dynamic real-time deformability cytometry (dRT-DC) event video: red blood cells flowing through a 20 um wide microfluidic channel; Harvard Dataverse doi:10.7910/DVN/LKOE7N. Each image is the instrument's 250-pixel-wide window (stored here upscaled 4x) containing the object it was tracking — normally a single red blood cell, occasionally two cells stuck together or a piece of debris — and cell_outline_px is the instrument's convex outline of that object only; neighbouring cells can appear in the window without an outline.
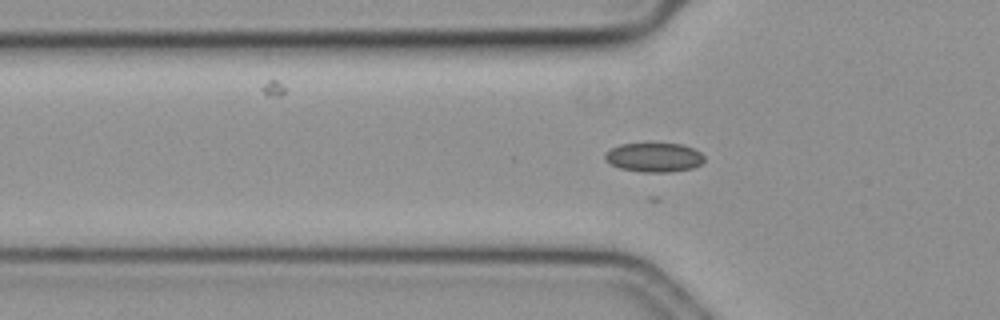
{"species": "common noctule bat (a hibernating species)", "species_latin": "Nyctalus noctula", "temperature_condition": "cold", "stored_images_in_passage": 29, "camera_frame_rate_fps": 3000, "um_per_image_px": 0.085, "animal": {"sex": "female", "body_mass_g": 19.3, "forearm_length_mm": 54.1}, "frame": {"image": 1, "passage_image": 2, "time_ms": 0.333, "image_size_px": [1000, 320], "cell_outline_px": [[704, 160], [700, 164], [692, 168], [672, 172], [640, 172], [620, 168], [604, 160], [604, 156], [612, 148], [620, 144], [680, 144], [692, 148], [700, 152], [704, 156]], "centroid_in_image_um": [55.6, 13.39], "position_along_channel_um": 70.2, "area_um2": 16.7}}
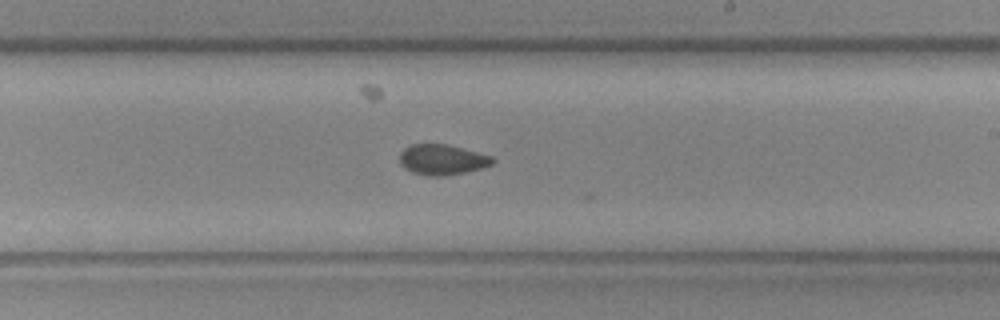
{"frame": {"image": 2, "passage_image": 17, "time_ms": 5.333, "image_size_px": [1000, 320], "cell_outline_px": [[496, 160], [492, 164], [480, 168], [464, 172], [444, 176], [428, 176], [412, 172], [404, 168], [400, 164], [400, 152], [404, 148], [412, 144], [448, 144], [492, 156]], "centroid_in_image_um": [37.57, 13.56], "position_along_channel_um": 251.4, "area_um2": 16.47}}
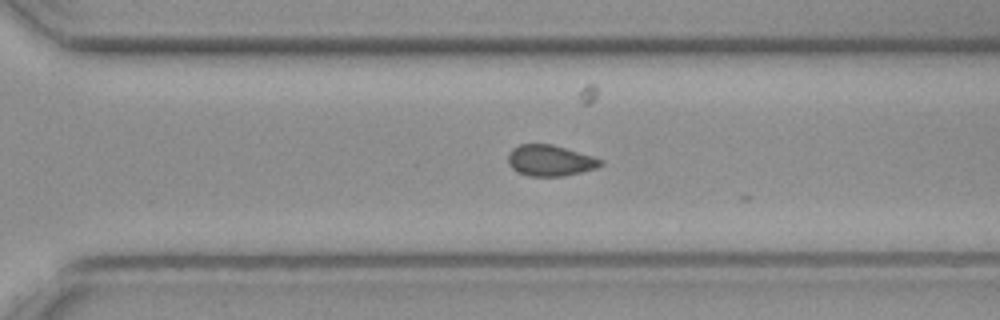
{"frame": {"image": 3, "passage_image": 23, "time_ms": 7.333, "image_size_px": [1000, 320], "cell_outline_px": [[604, 164], [596, 168], [564, 176], [528, 176], [512, 168], [508, 164], [508, 152], [512, 148], [520, 144], [552, 144], [592, 156], [604, 160]], "centroid_in_image_um": [46.75, 13.64], "position_along_channel_um": 323.8, "area_um2": 16.7}}